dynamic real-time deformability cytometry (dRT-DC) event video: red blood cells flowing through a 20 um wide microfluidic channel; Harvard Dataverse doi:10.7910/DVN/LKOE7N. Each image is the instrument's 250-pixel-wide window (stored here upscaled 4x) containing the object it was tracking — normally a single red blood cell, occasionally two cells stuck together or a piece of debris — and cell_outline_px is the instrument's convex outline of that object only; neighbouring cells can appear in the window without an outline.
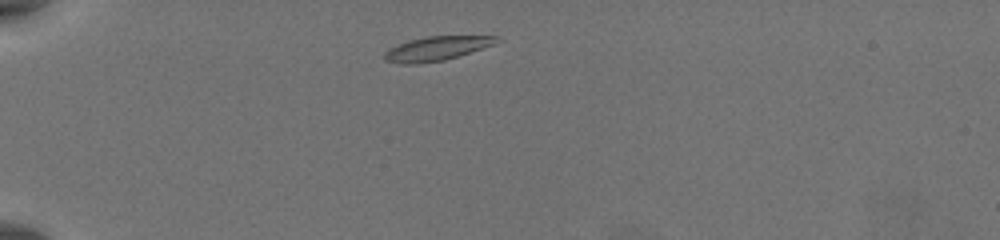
{"species": "common noctule bat (a hibernating species)", "species_latin": "Nyctalus noctula", "temperature_condition": "warm", "stored_images_in_passage": 43, "camera_frame_rate_fps": 3000, "um_per_image_px": 0.085, "animal": {"sex": "female", "body_mass_g": 19.5, "forearm_length_mm": 54.1}, "frame": {"image": 1, "passage_image": 3, "time_ms": 0.667, "image_size_px": [1000, 240], "cell_outline_px": [[504, 40], [496, 44], [444, 60], [416, 64], [404, 64], [384, 60], [384, 52], [388, 48], [408, 40], [424, 36], [500, 36]], "centroid_in_image_um": [37.14, 4.11], "position_along_channel_um": 47.9, "area_um2": 15.95}}
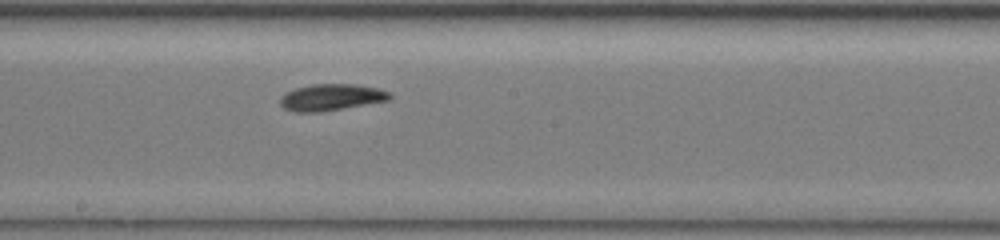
{"frame": {"image": 2, "passage_image": 20, "time_ms": 6.333, "image_size_px": [1000, 240], "cell_outline_px": [[392, 96], [388, 100], [320, 112], [296, 112], [284, 108], [280, 104], [280, 96], [284, 92], [296, 88], [312, 84], [356, 84], [376, 88], [392, 92]], "centroid_in_image_um": [28.13, 8.26], "position_along_channel_um": 220.1, "area_um2": 16.94}}
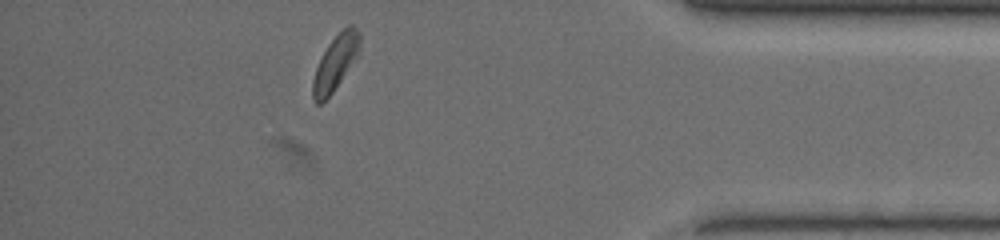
{"frame": {"image": 3, "passage_image": 37, "time_ms": 12.0, "image_size_px": [1000, 240], "cell_outline_px": [[360, 52], [356, 60], [332, 92], [320, 104], [316, 104], [312, 96], [312, 80], [316, 68], [328, 44], [348, 24], [352, 24], [360, 32]], "centroid_in_image_um": [28.54, 5.32], "position_along_channel_um": 406.7, "area_um2": 14.97}, "authors_computed_cell_mechanics": {"area_um2": 16.2996, "velocity_mm_per_s": 3.8143, "shape_relaxation_time_tau1_ms": 4.0, "shape_relaxation_time_tau2_ms": null, "deformation_change_tau1": 0.1269, "deformation_change_tau2": null}}